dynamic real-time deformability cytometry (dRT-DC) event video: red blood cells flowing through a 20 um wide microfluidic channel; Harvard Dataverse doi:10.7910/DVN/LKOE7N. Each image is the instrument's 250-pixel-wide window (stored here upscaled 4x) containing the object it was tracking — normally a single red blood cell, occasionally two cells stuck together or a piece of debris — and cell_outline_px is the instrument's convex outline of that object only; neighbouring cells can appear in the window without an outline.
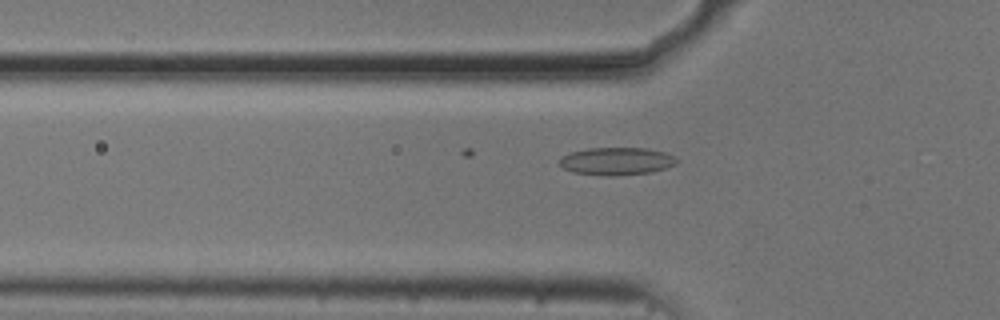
{"species": "common noctule bat (a hibernating species)", "species_latin": "Nyctalus noctula", "temperature_condition": "cold", "stored_images_in_passage": 9, "camera_frame_rate_fps": 3000, "um_per_image_px": 0.085, "animal": {"sex": "male", "body_mass_g": 20.5, "forearm_length_mm": 52.5}, "frame": {"image": 1, "passage_image": 9, "time_ms": 2.667, "image_size_px": [1000, 320], "cell_outline_px": [[680, 160], [676, 164], [652, 172], [612, 176], [604, 176], [572, 172], [564, 168], [560, 164], [560, 156], [572, 152], [588, 148], [648, 148], [664, 152], [676, 156]], "centroid_in_image_um": [52.43, 13.7], "position_along_channel_um": 73.4, "area_um2": 19.02}}